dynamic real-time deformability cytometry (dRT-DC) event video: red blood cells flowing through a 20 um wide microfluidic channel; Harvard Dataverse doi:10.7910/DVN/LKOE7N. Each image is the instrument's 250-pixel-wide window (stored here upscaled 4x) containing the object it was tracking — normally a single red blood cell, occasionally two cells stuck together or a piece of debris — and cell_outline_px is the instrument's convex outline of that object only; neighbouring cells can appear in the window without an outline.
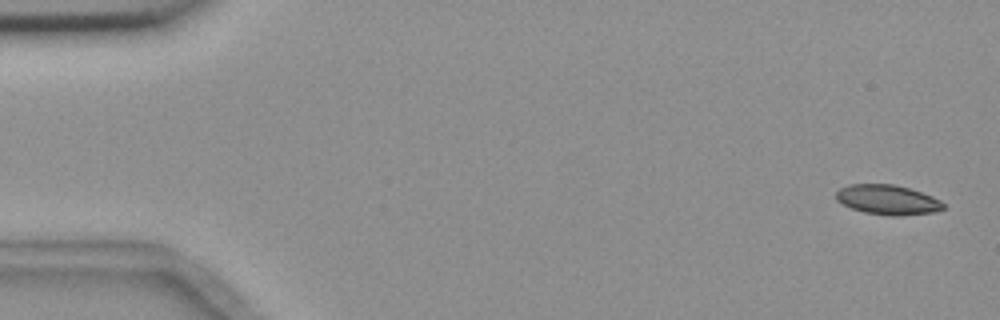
{"species": "common noctule bat (a hibernating species)", "species_latin": "Nyctalus noctula", "temperature_condition": "room temperature", "stored_images_in_passage": 5, "camera_frame_rate_fps": 3000, "um_per_image_px": 0.085, "animal": {"sex": "female", "body_mass_g": 18.4}, "frame": {"image": 1, "passage_image": 1, "time_ms": 0.0, "image_size_px": [1000, 320], "cell_outline_px": [[944, 208], [932, 212], [900, 216], [888, 216], [864, 212], [852, 208], [836, 200], [836, 192], [840, 188], [848, 184], [892, 184], [908, 188], [932, 196], [940, 200], [944, 204]], "centroid_in_image_um": [75.43, 16.98], "position_along_channel_um": 9.6, "area_um2": 18.5}}
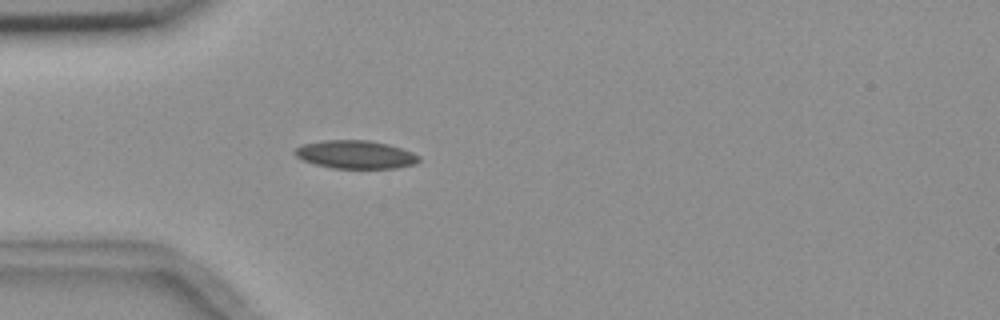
{"frame": {"image": 2, "passage_image": 5, "time_ms": 4.667, "image_size_px": [1000, 320], "cell_outline_px": [[420, 160], [416, 164], [396, 168], [332, 168], [316, 164], [304, 160], [296, 156], [292, 152], [296, 148], [304, 144], [324, 140], [368, 140], [388, 144], [412, 152], [420, 156]], "centroid_in_image_um": [30.24, 13.13], "position_along_channel_um": 54.8, "area_um2": 20.29}}